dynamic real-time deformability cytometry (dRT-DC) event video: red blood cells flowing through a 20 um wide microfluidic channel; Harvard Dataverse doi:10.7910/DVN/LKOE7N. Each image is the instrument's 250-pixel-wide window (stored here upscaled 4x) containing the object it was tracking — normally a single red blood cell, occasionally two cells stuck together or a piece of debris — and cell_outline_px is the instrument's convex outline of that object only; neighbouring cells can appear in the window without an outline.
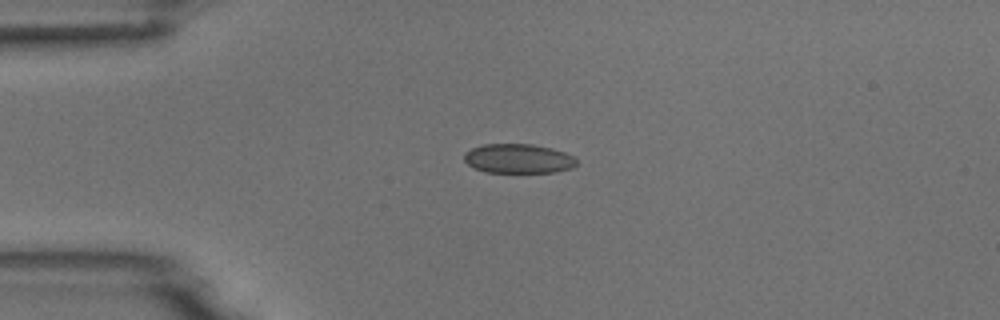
{"species": "common noctule bat (a hibernating species)", "species_latin": "Nyctalus noctula", "temperature_condition": "room temperature", "stored_images_in_passage": 7, "camera_frame_rate_fps": 3000, "um_per_image_px": 0.085, "animal": {"sex": "male", "body_mass_g": 18.8}, "frame": {"image": 1, "passage_image": 3, "time_ms": 2.333, "image_size_px": [1000, 320], "cell_outline_px": [[576, 164], [572, 168], [556, 172], [484, 172], [472, 168], [464, 160], [464, 152], [472, 148], [484, 144], [532, 144], [552, 148], [576, 156]], "centroid_in_image_um": [44.05, 13.48], "position_along_channel_um": 40.9, "area_um2": 19.42}}